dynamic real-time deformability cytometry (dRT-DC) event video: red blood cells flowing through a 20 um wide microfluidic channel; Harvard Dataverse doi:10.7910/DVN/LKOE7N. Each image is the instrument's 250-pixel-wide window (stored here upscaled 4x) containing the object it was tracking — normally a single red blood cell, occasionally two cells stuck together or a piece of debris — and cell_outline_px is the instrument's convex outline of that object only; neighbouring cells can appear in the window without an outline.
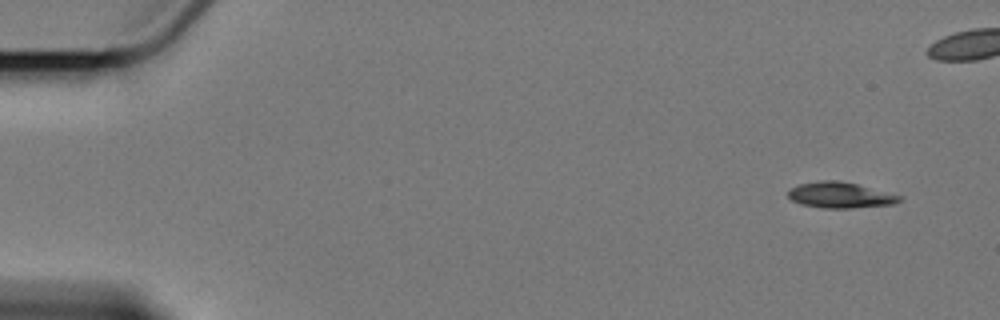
{"species": "Egyptian fruit bat (a non-hibernating species)", "species_latin": "Rousettus aegyptiacus", "temperature_condition": "cold", "stored_images_in_passage": 6, "camera_frame_rate_fps": 3000, "um_per_image_px": 0.085, "animal": {"sex": "female"}, "frame": {"image": 1, "passage_image": 1, "time_ms": 0.0, "image_size_px": [1000, 320], "cell_outline_px": [[904, 200], [896, 204], [852, 208], [820, 208], [800, 204], [792, 200], [788, 196], [788, 192], [792, 188], [800, 184], [820, 180], [840, 180], [904, 196]], "centroid_in_image_um": [71.47, 16.59], "position_along_channel_um": 13.5, "area_um2": 16.94}}